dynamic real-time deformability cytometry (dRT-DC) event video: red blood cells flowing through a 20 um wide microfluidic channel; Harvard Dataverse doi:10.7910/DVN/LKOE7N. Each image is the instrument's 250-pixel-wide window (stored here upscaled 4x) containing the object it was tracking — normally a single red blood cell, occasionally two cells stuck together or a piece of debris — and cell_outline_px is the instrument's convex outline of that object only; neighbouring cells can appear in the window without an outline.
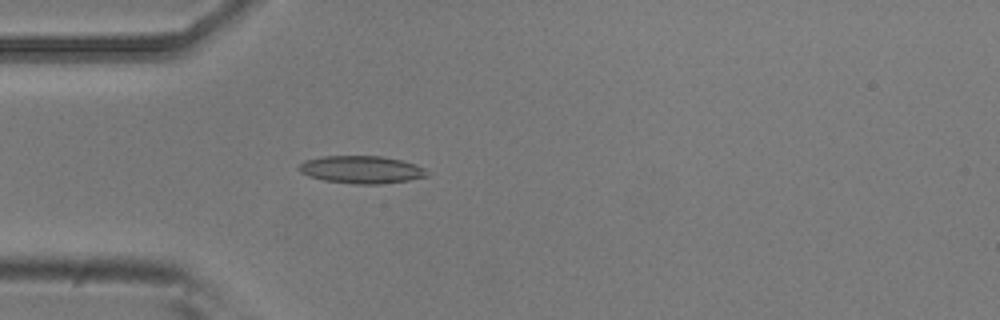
{"species": "common noctule bat (a hibernating species)", "species_latin": "Nyctalus noctula", "temperature_condition": "room temperature", "stored_images_in_passage": 4, "camera_frame_rate_fps": 3000, "um_per_image_px": 0.085, "animal": {"sex": "male", "body_mass_g": 20.5, "forearm_length_mm": 52.5}, "frame": {"image": 1, "passage_image": 4, "time_ms": 1.0, "image_size_px": [1000, 320], "cell_outline_px": [[432, 172], [428, 176], [408, 180], [380, 184], [356, 184], [324, 180], [308, 176], [300, 172], [296, 168], [304, 160], [320, 156], [380, 156], [400, 160], [416, 164]], "centroid_in_image_um": [30.72, 14.41], "position_along_channel_um": 54.3, "area_um2": 20.75}}